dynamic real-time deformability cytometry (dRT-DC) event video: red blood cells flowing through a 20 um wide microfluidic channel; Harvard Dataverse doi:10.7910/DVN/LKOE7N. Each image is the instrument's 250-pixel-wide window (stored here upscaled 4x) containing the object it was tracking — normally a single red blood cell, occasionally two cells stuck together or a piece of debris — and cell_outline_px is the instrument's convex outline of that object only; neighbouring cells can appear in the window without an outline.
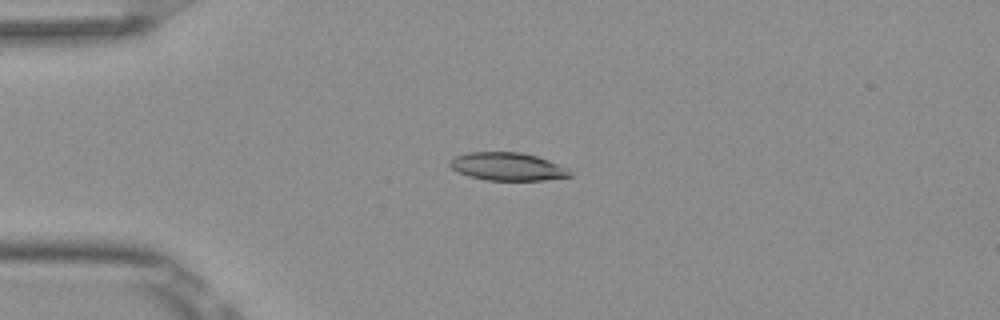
{"species": "Egyptian fruit bat (a non-hibernating species)", "species_latin": "Rousettus aegyptiacus", "temperature_condition": "room temperature", "stored_images_in_passage": 2, "camera_frame_rate_fps": 3000, "um_per_image_px": 0.085, "frame": {"image": 1, "passage_image": 1, "time_ms": 0.0, "image_size_px": [1000, 320], "cell_outline_px": [[572, 176], [544, 180], [484, 180], [468, 176], [452, 168], [448, 164], [448, 160], [456, 156], [468, 152], [520, 152], [536, 156], [548, 160], [568, 168]], "centroid_in_image_um": [43.12, 14.16], "position_along_channel_um": 41.9, "area_um2": 19.54}}